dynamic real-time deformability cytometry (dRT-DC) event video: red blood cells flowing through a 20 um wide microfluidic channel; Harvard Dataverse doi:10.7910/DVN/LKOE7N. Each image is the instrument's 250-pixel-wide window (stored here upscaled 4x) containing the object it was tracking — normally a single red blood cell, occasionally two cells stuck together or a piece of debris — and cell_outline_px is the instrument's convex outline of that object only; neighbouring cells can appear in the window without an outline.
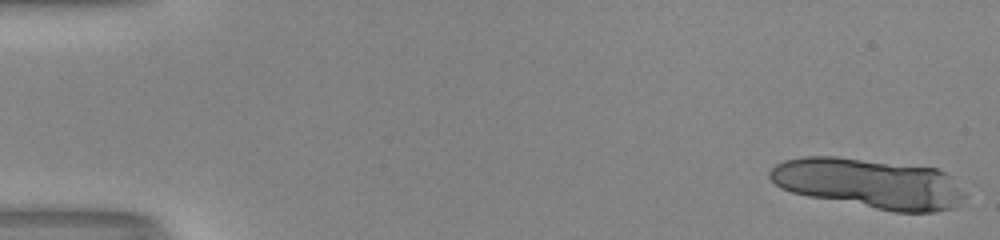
{"species": "human", "species_latin": "Homo sapiens", "temperature_condition": "room temperature", "stored_images_in_passage": 15, "camera_frame_rate_fps": 3000, "um_per_image_px": 0.085, "donor": {"sex": "male"}, "frame": {"image": 1, "passage_image": 1, "time_ms": 0.0, "image_size_px": [1000, 240], "cell_outline_px": [[964, 196], [956, 208], [936, 212], [892, 212], [808, 196], [792, 192], [780, 188], [768, 176], [768, 172], [776, 164], [784, 160], [804, 156], [836, 156], [936, 168], [944, 172], [964, 192]], "centroid_in_image_um": [73.85, 15.6], "position_along_channel_um": 11.1, "area_um2": 56.76}}